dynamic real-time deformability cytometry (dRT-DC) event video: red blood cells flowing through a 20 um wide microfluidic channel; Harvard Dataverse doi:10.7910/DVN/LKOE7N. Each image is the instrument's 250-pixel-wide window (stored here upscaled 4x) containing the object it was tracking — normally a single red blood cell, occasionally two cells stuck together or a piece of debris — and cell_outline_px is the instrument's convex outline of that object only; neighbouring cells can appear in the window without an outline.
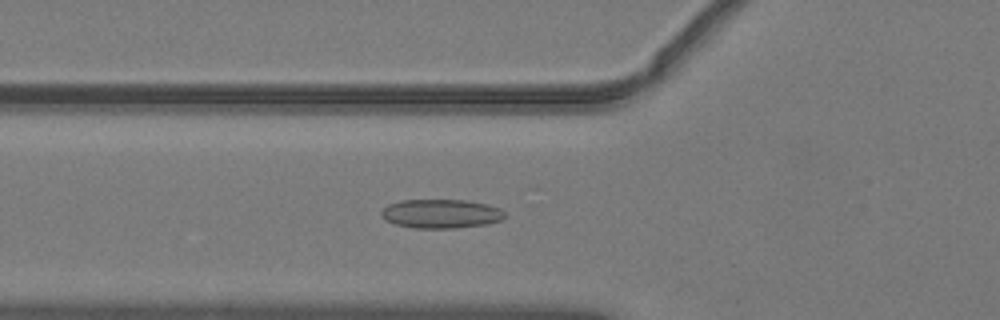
{"species": "common noctule bat (a hibernating species)", "species_latin": "Nyctalus noctula", "temperature_condition": "warm", "stored_images_in_passage": 49, "camera_frame_rate_fps": 3000, "um_per_image_px": 0.085, "animal": {"sex": "male", "body_mass_g": 19.2, "forearm_length_mm": 51.8}, "frame": {"image": 1, "passage_image": 17, "time_ms": 5.333, "image_size_px": [1000, 320], "cell_outline_px": [[504, 216], [500, 220], [488, 224], [456, 228], [412, 228], [396, 224], [384, 220], [380, 216], [380, 212], [388, 204], [400, 200], [464, 200], [488, 204], [500, 208], [504, 212]], "centroid_in_image_um": [37.45, 18.17], "position_along_channel_um": 88.3, "area_um2": 20.98}}
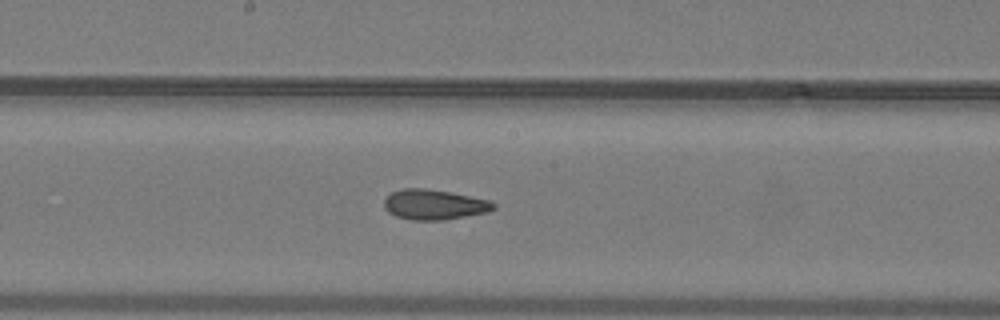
{"frame": {"image": 2, "passage_image": 26, "time_ms": 8.333, "image_size_px": [1000, 320], "cell_outline_px": [[496, 208], [488, 212], [444, 220], [412, 220], [396, 216], [388, 212], [384, 208], [384, 200], [392, 192], [404, 188], [424, 188], [452, 192], [488, 200], [496, 204]], "centroid_in_image_um": [36.91, 17.39], "position_along_channel_um": 211.3, "area_um2": 19.25}}
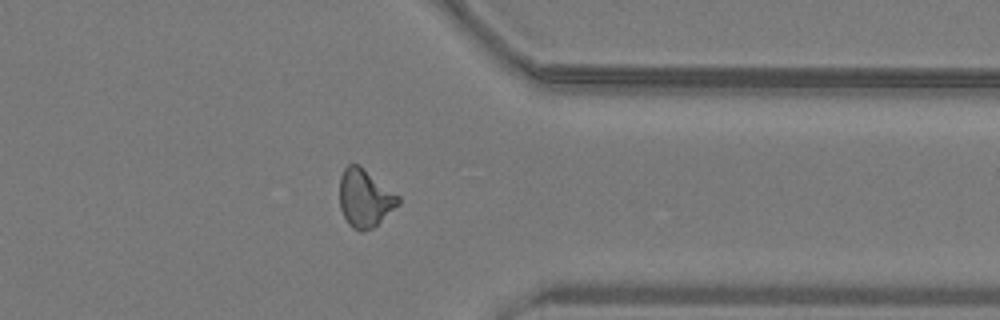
{"frame": {"image": 3, "passage_image": 39, "time_ms": 12.667, "image_size_px": [1000, 320], "cell_outline_px": [[400, 204], [372, 228], [360, 232], [352, 228], [348, 224], [340, 208], [340, 176], [344, 168], [348, 164], [360, 164], [400, 196]], "centroid_in_image_um": [31.02, 16.83], "position_along_channel_um": 380.4, "area_um2": 19.94}, "authors_computed_cell_mechanics": {"area_um2": 19.5942, "velocity_mm_per_s": 4.0747, "shape_relaxation_time_tau1_ms": null, "shape_relaxation_time_tau2_ms": 2.5835, "deformation_change_tau1": null, "deformation_change_tau2": 0.092}}